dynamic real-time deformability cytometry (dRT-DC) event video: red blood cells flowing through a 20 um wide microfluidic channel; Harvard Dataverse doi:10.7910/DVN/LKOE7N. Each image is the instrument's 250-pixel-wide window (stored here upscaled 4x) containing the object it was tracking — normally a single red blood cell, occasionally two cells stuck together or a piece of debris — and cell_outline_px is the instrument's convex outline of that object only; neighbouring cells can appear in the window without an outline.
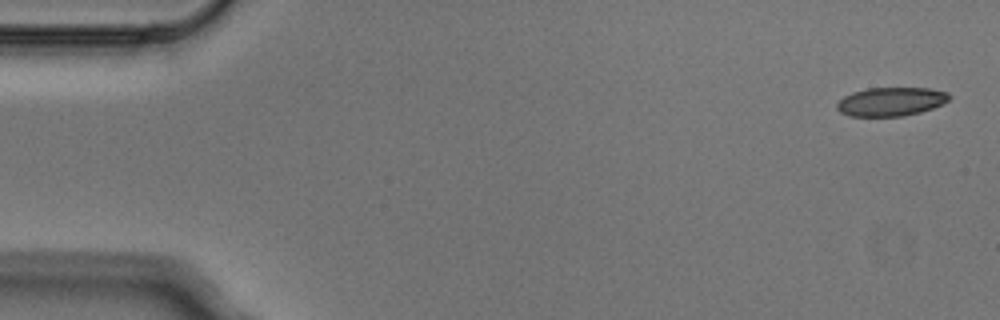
{"species": "Egyptian fruit bat (a non-hibernating species)", "species_latin": "Rousettus aegyptiacus", "temperature_condition": "cold", "stored_images_in_passage": 4, "camera_frame_rate_fps": 3000, "um_per_image_px": 0.085, "animal": {"sex": "male"}, "frame": {"image": 1, "passage_image": 1, "time_ms": 0.0, "image_size_px": [1000, 320], "cell_outline_px": [[952, 96], [944, 104], [920, 112], [904, 116], [848, 116], [840, 112], [836, 108], [836, 104], [844, 96], [852, 92], [868, 88], [928, 88], [948, 92]], "centroid_in_image_um": [75.74, 8.64], "position_along_channel_um": 9.3, "area_um2": 18.9}}
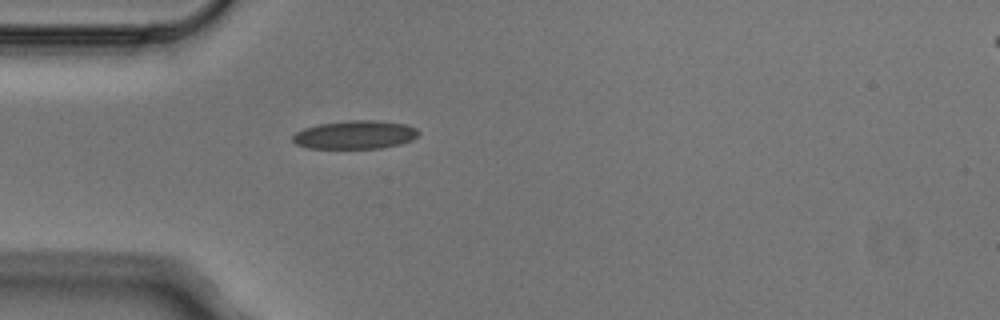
{"frame": {"image": 2, "passage_image": 4, "time_ms": 1.0, "image_size_px": [1000, 320], "cell_outline_px": [[420, 132], [412, 140], [400, 144], [380, 148], [308, 148], [296, 144], [292, 140], [292, 136], [296, 132], [304, 128], [320, 124], [348, 120], [372, 120], [408, 124], [416, 128]], "centroid_in_image_um": [30.19, 11.45], "position_along_channel_um": 54.8, "area_um2": 20.81}}